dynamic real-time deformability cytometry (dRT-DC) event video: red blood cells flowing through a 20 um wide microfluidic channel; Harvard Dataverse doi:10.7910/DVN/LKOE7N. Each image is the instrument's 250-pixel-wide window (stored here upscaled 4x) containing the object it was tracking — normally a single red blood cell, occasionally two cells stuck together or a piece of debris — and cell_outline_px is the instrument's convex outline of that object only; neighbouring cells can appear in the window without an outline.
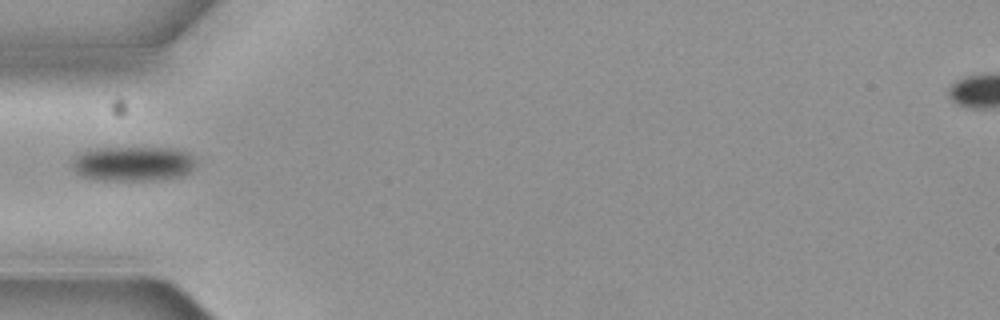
{"species": "common noctule bat (a hibernating species)", "species_latin": "Nyctalus noctula", "temperature_condition": "cold", "stored_images_in_passage": 3, "camera_frame_rate_fps": 3000, "um_per_image_px": 0.085, "animal": {"sex": "female", "body_mass_g": 19.3, "forearm_length_mm": 54.1}, "frame": {"image": 1, "passage_image": 1, "time_ms": 0.0, "image_size_px": [1000, 320], "cell_outline_px": [[196, 168], [180, 176], [152, 180], [96, 180], [80, 176], [72, 168], [72, 160], [80, 152], [88, 148], [176, 148], [188, 152], [196, 160]], "centroid_in_image_um": [11.29, 13.9], "position_along_channel_um": 73.7, "area_um2": 25.43}}
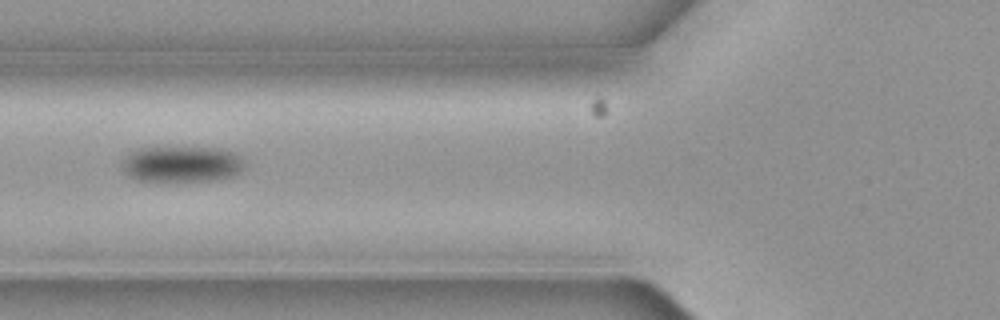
{"frame": {"image": 2, "passage_image": 2, "time_ms": 0.333, "image_size_px": [1000, 320], "cell_outline_px": [[244, 168], [240, 172], [232, 176], [208, 180], [164, 184], [140, 180], [128, 176], [124, 172], [120, 160], [128, 152], [136, 148], [216, 148], [236, 152], [244, 160]], "centroid_in_image_um": [15.38, 13.98], "position_along_channel_um": 110.4, "area_um2": 26.59}}
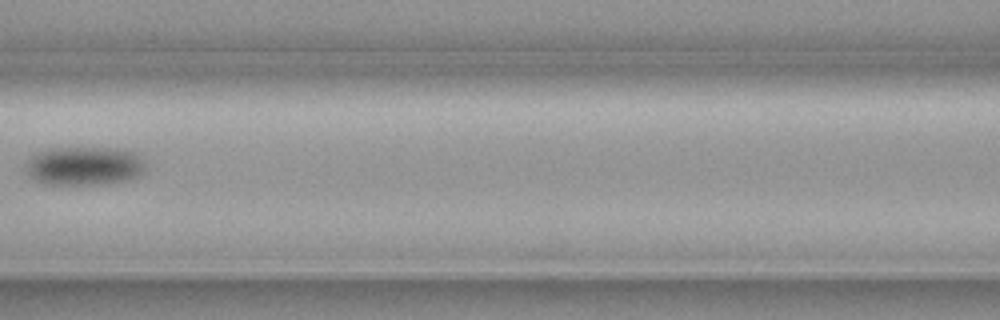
{"frame": {"image": 3, "passage_image": 3, "time_ms": 0.667, "image_size_px": [1000, 320], "cell_outline_px": [[144, 168], [136, 176], [128, 180], [108, 184], [48, 184], [36, 180], [28, 172], [28, 160], [36, 152], [48, 148], [124, 148], [136, 152], [140, 156], [144, 164]], "centroid_in_image_um": [7.2, 14.08], "position_along_channel_um": 159.4, "area_um2": 26.88}}